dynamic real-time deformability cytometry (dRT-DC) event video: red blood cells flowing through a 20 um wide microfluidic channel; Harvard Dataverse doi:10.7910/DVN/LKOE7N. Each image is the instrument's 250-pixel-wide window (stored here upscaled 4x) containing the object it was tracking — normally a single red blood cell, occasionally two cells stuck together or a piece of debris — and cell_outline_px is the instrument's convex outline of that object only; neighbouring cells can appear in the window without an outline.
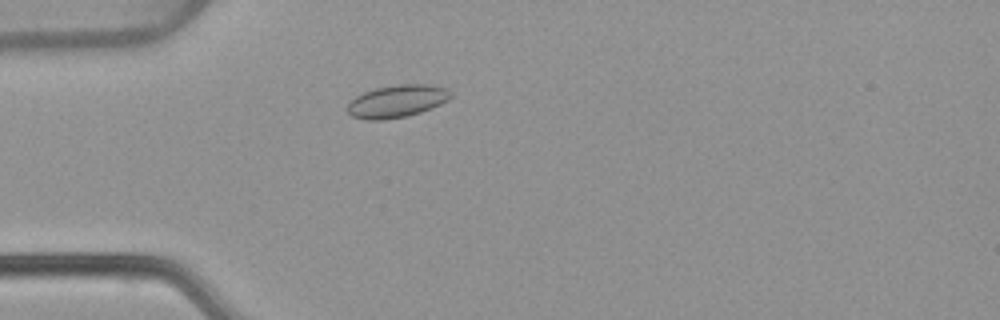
{"species": "common noctule bat (a hibernating species)", "species_latin": "Nyctalus noctula", "temperature_condition": "warm", "stored_images_in_passage": 48, "camera_frame_rate_fps": 3000, "um_per_image_px": 0.085, "animal": {"sex": "female", "body_mass_g": 22.7, "forearm_length_mm": 54.2}, "frame": {"image": 1, "passage_image": 10, "time_ms": 3.0, "image_size_px": [1000, 320], "cell_outline_px": [[452, 96], [448, 100], [432, 108], [408, 116], [384, 120], [368, 120], [352, 116], [348, 112], [348, 104], [356, 96], [364, 92], [376, 88], [400, 84], [428, 84], [448, 88], [452, 92]], "centroid_in_image_um": [33.78, 8.6], "position_along_channel_um": 51.2, "area_um2": 19.59}}
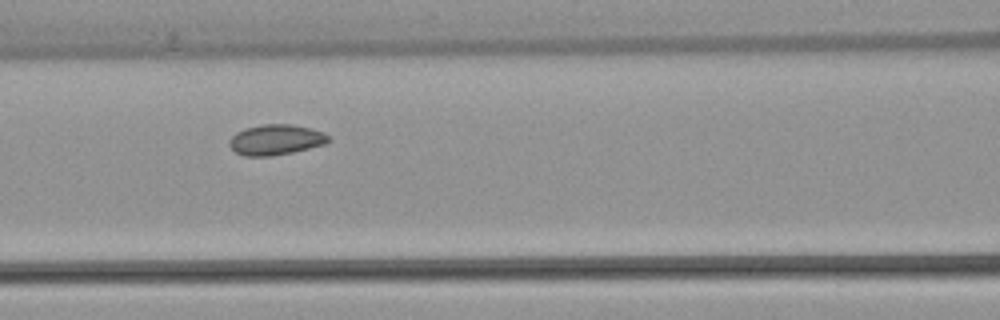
{"frame": {"image": 2, "passage_image": 18, "time_ms": 5.667, "image_size_px": [1000, 320], "cell_outline_px": [[332, 140], [324, 144], [292, 152], [272, 156], [244, 156], [236, 152], [228, 144], [228, 140], [236, 132], [244, 128], [264, 124], [292, 124], [324, 132]], "centroid_in_image_um": [23.42, 11.87], "position_along_channel_um": 143.2, "area_um2": 17.57}}
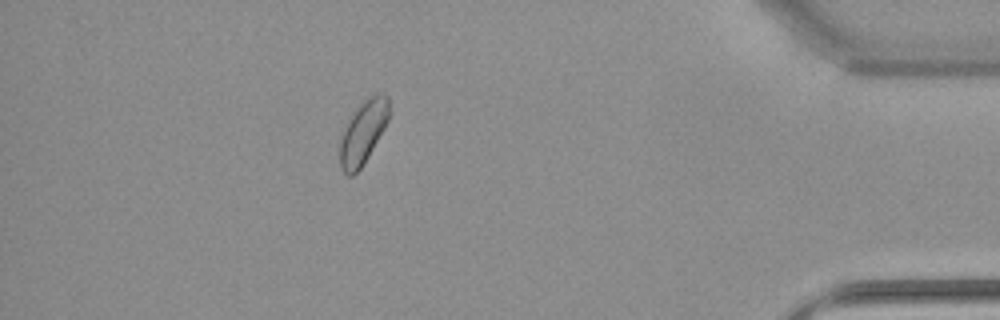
{"frame": {"image": 3, "passage_image": 42, "time_ms": 13.667, "image_size_px": [1000, 320], "cell_outline_px": [[392, 112], [384, 128], [364, 164], [352, 176], [348, 176], [340, 168], [340, 132], [360, 104], [364, 100], [380, 92], [388, 96]], "centroid_in_image_um": [30.87, 11.24], "position_along_channel_um": 404.3, "area_um2": 18.26}}